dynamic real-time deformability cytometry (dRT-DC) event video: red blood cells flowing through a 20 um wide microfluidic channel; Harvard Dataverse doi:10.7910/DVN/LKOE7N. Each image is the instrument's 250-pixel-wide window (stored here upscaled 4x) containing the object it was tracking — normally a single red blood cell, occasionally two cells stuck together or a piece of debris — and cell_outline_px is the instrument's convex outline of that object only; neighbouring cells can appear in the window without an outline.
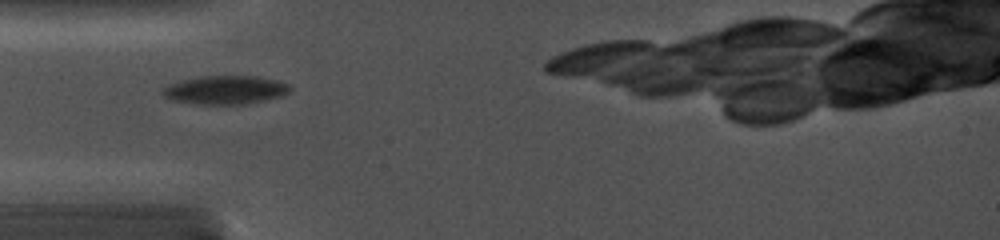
{"species": "common noctule bat (a hibernating species)", "species_latin": "Nyctalus noctula", "temperature_condition": "cold", "stored_images_in_passage": 7, "camera_frame_rate_fps": 5000, "um_per_image_px": 0.085, "animal": {"sex": "female", "body_mass_g": 19.0, "forearm_length_mm": 56.7}, "frame": {"image": 1, "passage_image": 2, "time_ms": 1.0, "image_size_px": [1000, 240], "cell_outline_px": [[292, 88], [288, 92], [280, 96], [248, 104], [196, 104], [172, 100], [164, 96], [160, 92], [168, 84], [180, 80], [200, 76], [256, 76], [276, 80], [288, 84]], "centroid_in_image_um": [19.12, 7.64], "position_along_channel_um": 65.9, "area_um2": 21.21}}
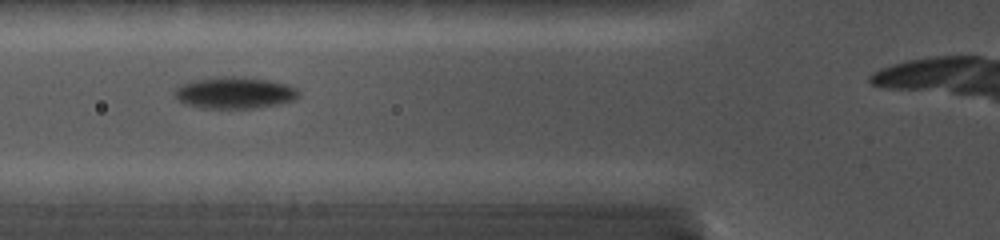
{"frame": {"image": 2, "passage_image": 3, "time_ms": 2.0, "image_size_px": [1000, 240], "cell_outline_px": [[300, 96], [292, 100], [280, 104], [260, 108], [204, 108], [184, 104], [176, 96], [176, 88], [180, 84], [196, 80], [220, 76], [232, 76], [268, 80], [288, 84], [296, 88], [300, 92]], "centroid_in_image_um": [19.99, 7.89], "position_along_channel_um": 105.8, "area_um2": 22.83}}
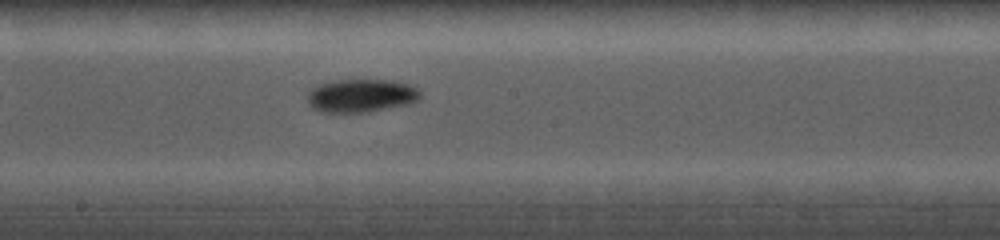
{"frame": {"image": 3, "passage_image": 6, "time_ms": 4.8, "image_size_px": [1000, 240], "cell_outline_px": [[420, 96], [412, 104], [368, 112], [320, 112], [312, 108], [308, 104], [308, 92], [312, 88], [320, 84], [336, 80], [392, 80], [408, 84], [416, 88], [420, 92]], "centroid_in_image_um": [30.69, 8.14], "position_along_channel_um": 217.5, "area_um2": 21.91}}